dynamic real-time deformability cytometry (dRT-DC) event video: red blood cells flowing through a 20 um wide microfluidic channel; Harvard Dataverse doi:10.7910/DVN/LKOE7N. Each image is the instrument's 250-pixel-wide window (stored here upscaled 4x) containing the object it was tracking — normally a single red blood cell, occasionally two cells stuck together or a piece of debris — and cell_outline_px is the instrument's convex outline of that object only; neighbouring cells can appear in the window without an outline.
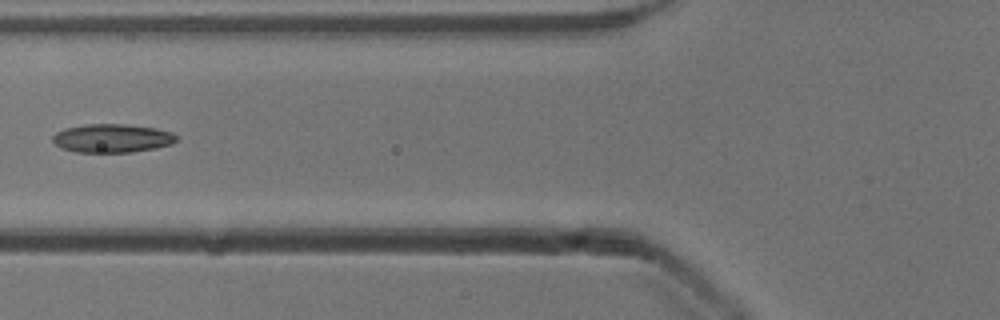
{"species": "common noctule bat (a hibernating species)", "species_latin": "Nyctalus noctula", "temperature_condition": "cold", "stored_images_in_passage": 5, "camera_frame_rate_fps": 3000, "um_per_image_px": 0.085, "animal": {"sex": "male", "body_mass_g": 13.3}, "frame": {"image": 1, "passage_image": 5, "time_ms": 1.333, "image_size_px": [1000, 320], "cell_outline_px": [[176, 140], [172, 144], [156, 148], [132, 152], [76, 152], [60, 148], [52, 140], [52, 136], [56, 132], [64, 128], [84, 124], [124, 124], [156, 128], [172, 132], [176, 136]], "centroid_in_image_um": [9.51, 11.75], "position_along_channel_um": 116.3, "area_um2": 20.69}}